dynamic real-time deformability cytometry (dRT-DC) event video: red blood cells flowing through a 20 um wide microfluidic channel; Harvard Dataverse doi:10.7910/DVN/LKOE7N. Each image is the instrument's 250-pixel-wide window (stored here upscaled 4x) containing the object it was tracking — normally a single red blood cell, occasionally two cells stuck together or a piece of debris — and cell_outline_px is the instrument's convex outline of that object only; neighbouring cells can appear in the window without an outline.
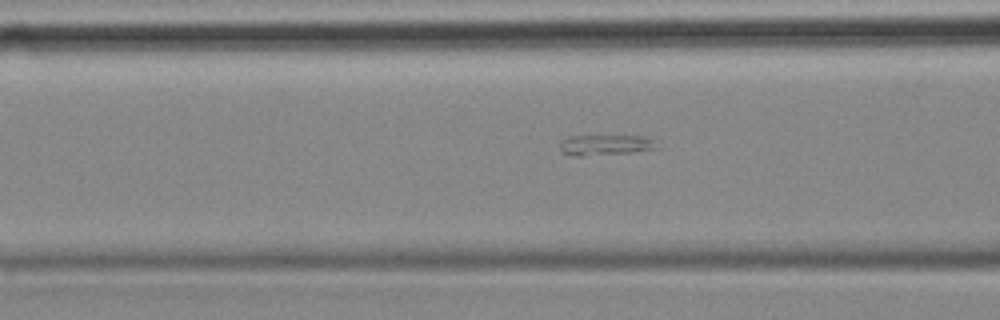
{"species": "common noctule bat (a hibernating species)", "species_latin": "Nyctalus noctula", "temperature_condition": "cold", "stored_images_in_passage": 53, "camera_frame_rate_fps": 3000, "um_per_image_px": 0.085, "animal": {"sex": "female", "body_mass_g": 18.4}, "frame": {"image": 1, "passage_image": 17, "time_ms": 5.333, "image_size_px": [1000, 320], "cell_outline_px": [[660, 148], [632, 152], [580, 156], [576, 156], [560, 152], [560, 140], [568, 136], [640, 136], [656, 140]], "centroid_in_image_um": [51.46, 12.32], "position_along_channel_um": 115.1, "area_um2": 11.68}}
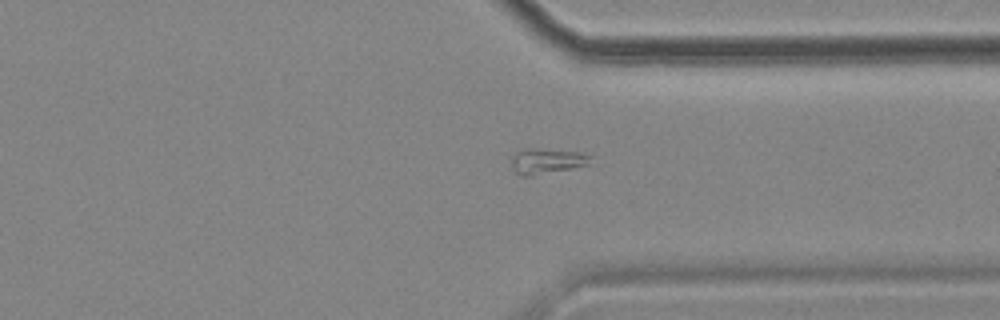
{"frame": {"image": 2, "passage_image": 38, "time_ms": 12.333, "image_size_px": [1000, 320], "cell_outline_px": [[592, 156], [588, 164], [572, 168], [532, 176], [520, 176], [512, 168], [512, 156], [516, 152], [524, 148], [532, 148], [584, 152]], "centroid_in_image_um": [46.47, 13.68], "position_along_channel_um": 364.9, "area_um2": 11.79}}
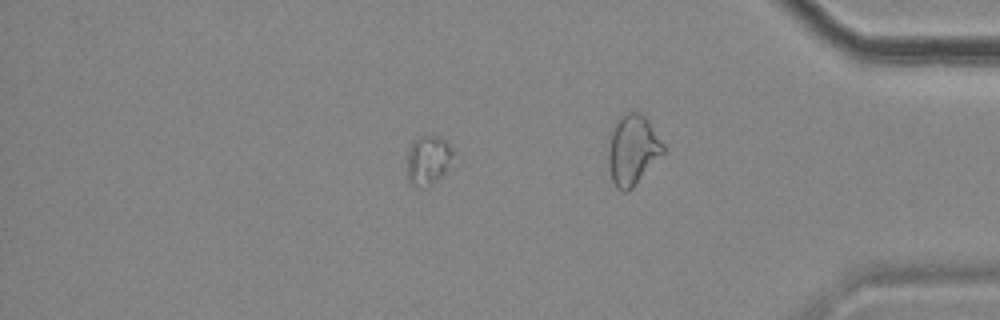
{"frame": {"image": 3, "passage_image": 44, "time_ms": 14.333, "image_size_px": [1000, 320], "cell_outline_px": [[456, 152], [444, 172], [440, 176], [424, 188], [416, 188], [408, 180], [408, 152], [412, 144], [420, 136], [432, 132], [444, 140]], "centroid_in_image_um": [36.4, 13.57], "position_along_channel_um": 398.8, "area_um2": 13.18}, "authors_computed_cell_mechanics": {"area_um2": 12.7738, "velocity_mm_per_s": 3.5618, "shape_relaxation_time_tau1_ms": null, "shape_relaxation_time_tau2_ms": 4.0767, "deformation_change_tau1": null, "deformation_change_tau2": 0.1003}}